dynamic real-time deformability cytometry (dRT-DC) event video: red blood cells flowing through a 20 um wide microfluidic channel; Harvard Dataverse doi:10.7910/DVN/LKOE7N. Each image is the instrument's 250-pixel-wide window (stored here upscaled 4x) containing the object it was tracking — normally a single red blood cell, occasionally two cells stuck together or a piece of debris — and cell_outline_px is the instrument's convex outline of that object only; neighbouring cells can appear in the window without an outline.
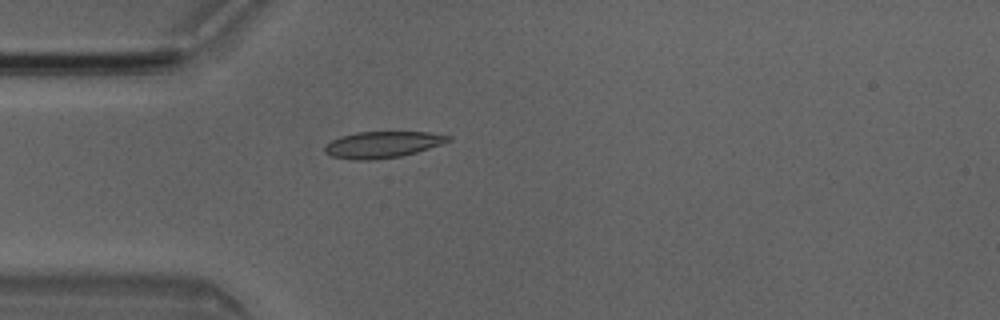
{"species": "Egyptian fruit bat (a non-hibernating species)", "species_latin": "Rousettus aegyptiacus", "temperature_condition": "room temperature", "stored_images_in_passage": 2, "camera_frame_rate_fps": 3000, "um_per_image_px": 0.085, "animal": {"sex": "male"}, "frame": {"image": 1, "passage_image": 2, "time_ms": 0.333, "image_size_px": [1000, 320], "cell_outline_px": [[452, 140], [416, 152], [400, 156], [372, 160], [356, 160], [332, 156], [324, 152], [324, 148], [332, 140], [340, 136], [356, 132], [428, 132], [452, 136]], "centroid_in_image_um": [32.51, 12.28], "position_along_channel_um": 52.5, "area_um2": 18.84}}